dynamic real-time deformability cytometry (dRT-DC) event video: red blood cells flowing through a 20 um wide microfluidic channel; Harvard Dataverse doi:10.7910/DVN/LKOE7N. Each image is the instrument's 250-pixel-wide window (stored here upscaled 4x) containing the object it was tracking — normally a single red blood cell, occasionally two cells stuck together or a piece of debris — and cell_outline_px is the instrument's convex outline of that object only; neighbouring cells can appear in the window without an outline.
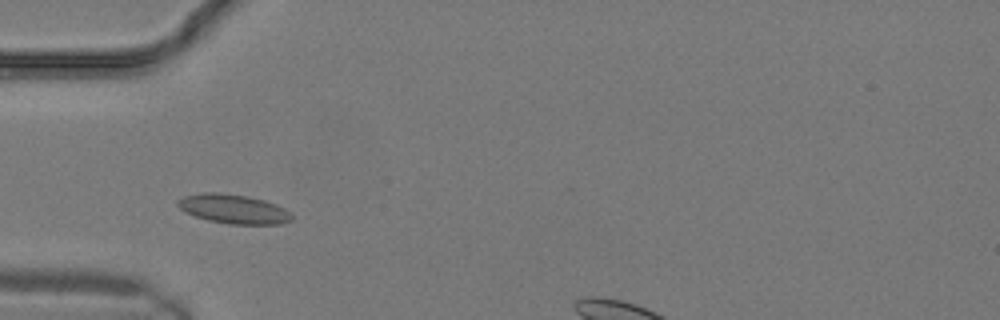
{"species": "common noctule bat (a hibernating species)", "species_latin": "Nyctalus noctula", "temperature_condition": "warm", "stored_images_in_passage": 7, "camera_frame_rate_fps": 3000, "um_per_image_px": 0.085, "animal": {"sex": "male", "body_mass_g": 19.2, "forearm_length_mm": 51.8}, "frame": {"image": 1, "passage_image": 4, "time_ms": 1.0, "image_size_px": [1000, 320], "cell_outline_px": [[292, 220], [280, 224], [228, 224], [208, 220], [196, 216], [180, 208], [176, 204], [176, 200], [184, 196], [204, 192], [220, 192], [248, 196], [264, 200], [276, 204], [284, 208], [292, 216]], "centroid_in_image_um": [19.84, 17.75], "position_along_channel_um": 65.2, "area_um2": 19.36}}
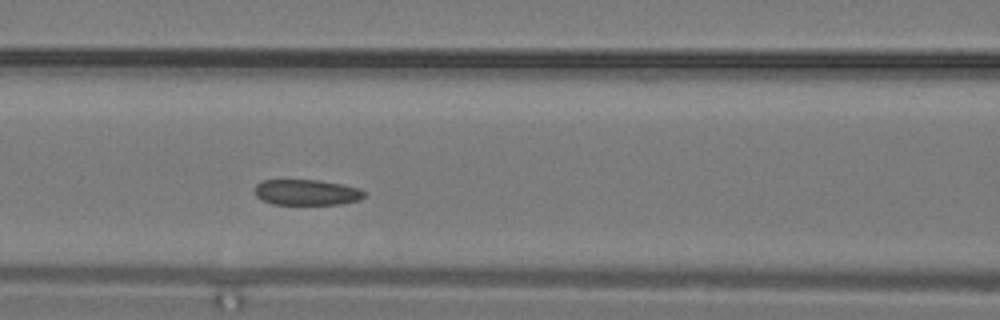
{"frame": {"image": 2, "passage_image": 7, "time_ms": 2.0, "image_size_px": [1000, 320], "cell_outline_px": [[368, 192], [360, 200], [340, 204], [272, 204], [256, 196], [256, 184], [264, 180], [320, 180], [360, 188]], "centroid_in_image_um": [26.12, 16.35], "position_along_channel_um": 140.5, "area_um2": 16.36}}